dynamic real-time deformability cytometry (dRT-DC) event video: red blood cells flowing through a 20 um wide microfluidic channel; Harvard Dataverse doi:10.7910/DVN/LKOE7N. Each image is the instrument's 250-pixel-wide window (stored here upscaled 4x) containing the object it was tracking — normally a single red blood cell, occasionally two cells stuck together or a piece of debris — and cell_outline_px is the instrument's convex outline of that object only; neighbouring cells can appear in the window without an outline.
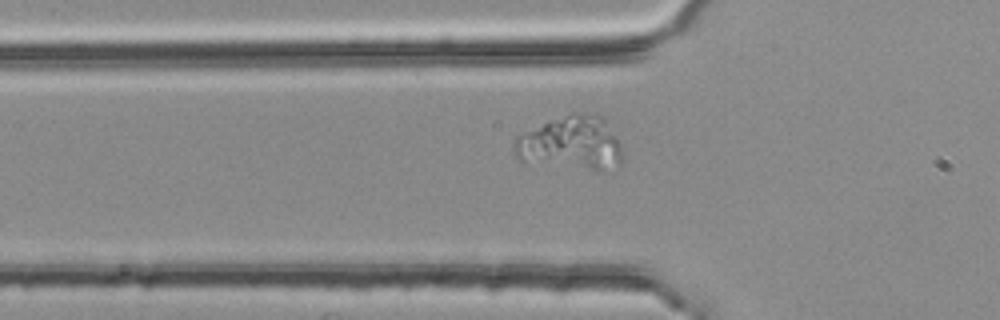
{"species": "common noctule bat (a hibernating species)", "species_latin": "Nyctalus noctula", "temperature_condition": "room temperature", "stored_images_in_passage": 40, "camera_frame_rate_fps": 3000, "um_per_image_px": 0.085, "animal": {"sex": "female", "body_mass_g": 25.1}, "frame": {"image": 1, "passage_image": 6, "time_ms": 1.667, "image_size_px": [1000, 320], "cell_outline_px": [[620, 160], [616, 164], [600, 168], [592, 168], [524, 164], [516, 156], [512, 148], [512, 140], [516, 136], [548, 120], [564, 116], [600, 116], [604, 120], [620, 144]], "centroid_in_image_um": [48.36, 12.19], "position_along_channel_um": 77.4, "area_um2": 32.71}}
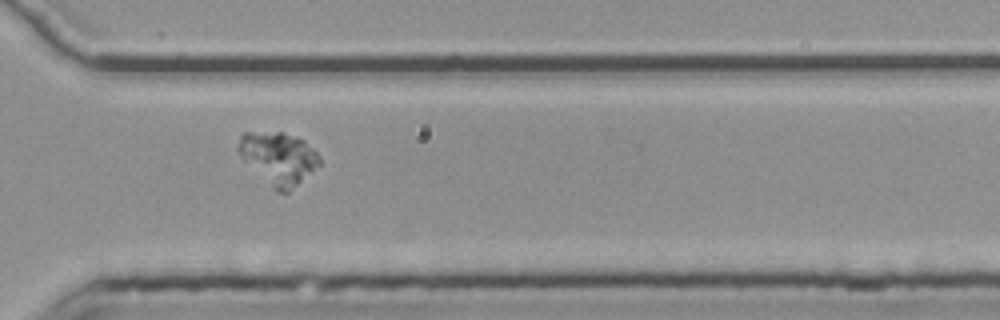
{"frame": {"image": 2, "passage_image": 28, "time_ms": 9.0, "image_size_px": [1000, 320], "cell_outline_px": [[320, 164], [288, 192], [276, 192], [240, 156], [236, 148], [240, 136], [244, 132], [284, 132], [296, 136], [304, 140], [320, 156]], "centroid_in_image_um": [23.65, 13.42], "position_along_channel_um": 347.0, "area_um2": 24.62}}
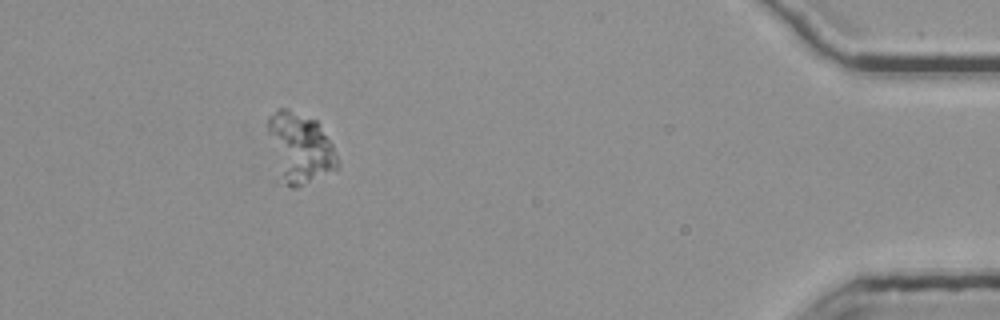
{"frame": {"image": 3, "passage_image": 38, "time_ms": 12.333, "image_size_px": [1000, 320], "cell_outline_px": [[340, 168], [336, 172], [296, 188], [292, 188], [284, 184], [280, 180], [268, 132], [268, 116], [276, 108], [288, 108], [316, 120], [332, 144], [340, 164]], "centroid_in_image_um": [25.52, 12.6], "position_along_channel_um": 409.7, "area_um2": 28.84}}